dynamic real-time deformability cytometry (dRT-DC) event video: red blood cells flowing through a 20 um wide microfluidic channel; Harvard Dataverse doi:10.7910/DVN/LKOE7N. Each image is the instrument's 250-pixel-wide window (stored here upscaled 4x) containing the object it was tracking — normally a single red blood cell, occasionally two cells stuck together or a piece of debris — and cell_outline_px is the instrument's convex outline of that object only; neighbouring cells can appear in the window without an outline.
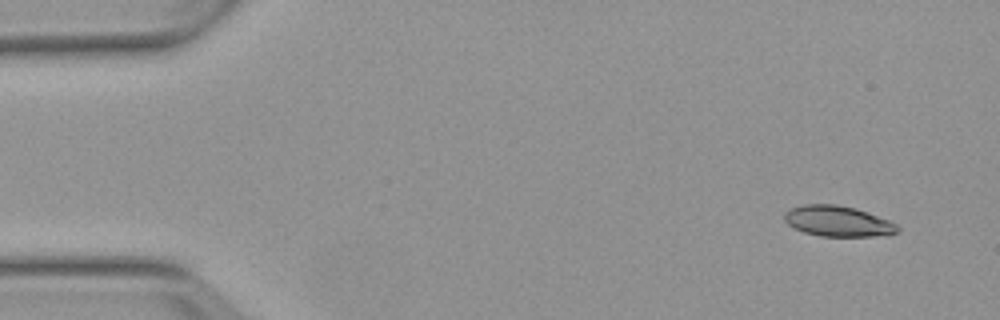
{"species": "Egyptian fruit bat (a non-hibernating species)", "species_latin": "Rousettus aegyptiacus", "temperature_condition": "warm", "stored_images_in_passage": 4, "camera_frame_rate_fps": 3000, "um_per_image_px": 0.085, "animal": {"sex": "female"}, "frame": {"image": 1, "passage_image": 1, "time_ms": 0.0, "image_size_px": [1000, 320], "cell_outline_px": [[900, 228], [896, 232], [888, 236], [820, 236], [804, 232], [788, 224], [784, 220], [784, 212], [792, 208], [804, 204], [836, 204], [852, 208], [888, 220], [896, 224]], "centroid_in_image_um": [71.2, 18.81], "position_along_channel_um": 13.8, "area_um2": 19.94}}
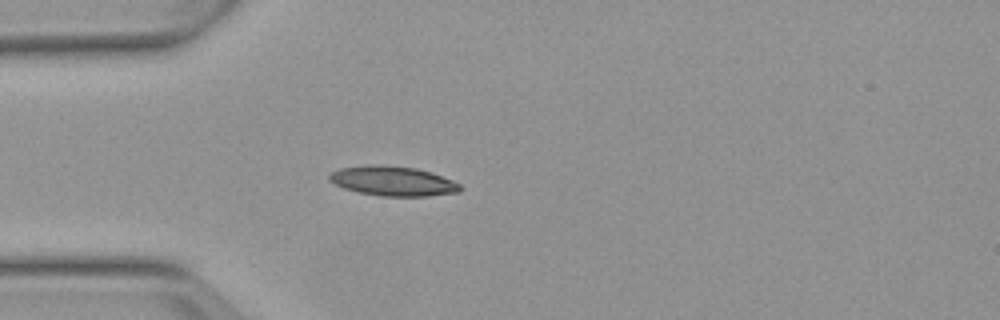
{"frame": {"image": 2, "passage_image": 4, "time_ms": 3.667, "image_size_px": [1000, 320], "cell_outline_px": [[460, 192], [428, 196], [380, 196], [360, 192], [344, 188], [328, 180], [328, 176], [332, 172], [340, 168], [368, 164], [384, 164], [416, 168], [432, 172], [452, 180], [460, 184]], "centroid_in_image_um": [33.39, 15.37], "position_along_channel_um": 51.6, "area_um2": 22.72}}